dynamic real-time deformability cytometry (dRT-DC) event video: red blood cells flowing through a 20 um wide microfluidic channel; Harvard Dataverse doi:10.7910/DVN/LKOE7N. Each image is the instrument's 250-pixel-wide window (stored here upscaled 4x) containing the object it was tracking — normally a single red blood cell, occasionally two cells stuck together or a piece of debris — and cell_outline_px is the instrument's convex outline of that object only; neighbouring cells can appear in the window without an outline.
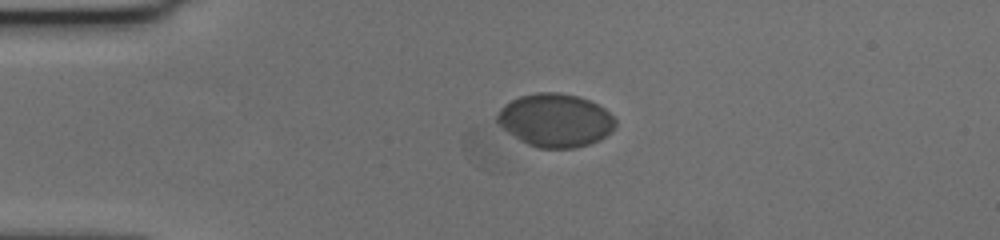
{"species": "human", "species_latin": "Homo sapiens", "temperature_condition": "cold", "stored_images_in_passage": 45, "segment_of_instrument_passage": [1, 2], "camera_frame_rate_fps": 3000, "um_per_image_px": 0.085, "donor": {"sex": "female"}, "frame": {"image": 1, "passage_image": 1, "time_ms": 0.0, "image_size_px": [1000, 240], "cell_outline_px": [[616, 128], [612, 132], [600, 140], [576, 148], [540, 148], [528, 144], [520, 140], [496, 124], [496, 116], [500, 108], [504, 104], [520, 96], [536, 92], [560, 92], [580, 96], [604, 108], [616, 120]], "centroid_in_image_um": [47.2, 10.22], "position_along_channel_um": 37.8, "area_um2": 36.93}}
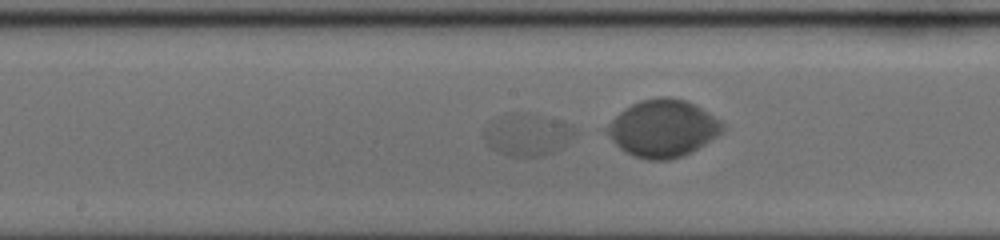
{"frame": {"image": 2, "passage_image": 17, "time_ms": 5.333, "image_size_px": [1000, 240], "cell_outline_px": [[576, 132], [560, 148], [544, 156], [508, 156], [492, 148], [488, 144], [484, 136], [484, 132], [492, 124], [508, 112], [524, 112], [564, 120], [572, 124]], "centroid_in_image_um": [44.89, 11.43], "position_along_channel_um": 203.3, "area_um2": 21.91}}
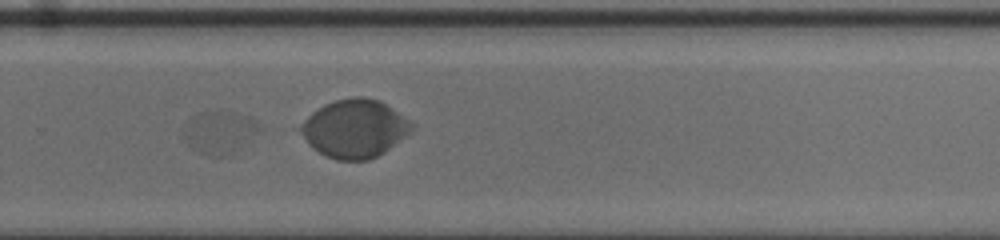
{"frame": {"image": 3, "passage_image": 26, "time_ms": 8.333, "image_size_px": [1000, 240], "cell_outline_px": [[264, 128], [224, 156], [208, 156], [200, 152], [188, 144], [184, 132], [188, 120], [204, 112], [224, 108], [252, 116]], "centroid_in_image_um": [18.72, 11.16], "position_along_channel_um": 311.1, "area_um2": 18.61}}